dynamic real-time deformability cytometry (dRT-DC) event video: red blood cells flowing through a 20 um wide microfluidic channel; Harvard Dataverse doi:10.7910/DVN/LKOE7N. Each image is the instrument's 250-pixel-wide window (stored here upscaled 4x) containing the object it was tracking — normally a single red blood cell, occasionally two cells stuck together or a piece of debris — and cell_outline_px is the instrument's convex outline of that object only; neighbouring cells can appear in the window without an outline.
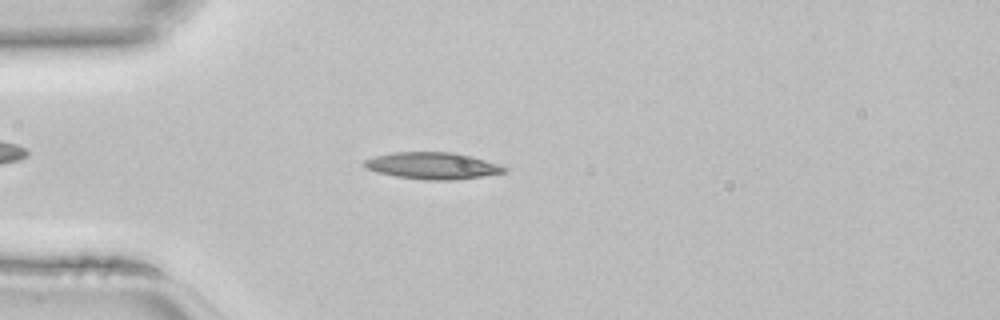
{"species": "common noctule bat (a hibernating species)", "species_latin": "Nyctalus noctula", "temperature_condition": "room temperature", "stored_images_in_passage": 43, "camera_frame_rate_fps": 3000, "um_per_image_px": 0.085, "animal": {"sex": "female", "body_mass_g": 22.7, "forearm_length_mm": 54.2}, "frame": {"image": 1, "passage_image": 11, "time_ms": 3.333, "image_size_px": [1000, 320], "cell_outline_px": [[508, 168], [504, 172], [456, 180], [424, 180], [396, 176], [376, 172], [364, 168], [360, 164], [364, 160], [372, 156], [392, 152], [452, 152], [500, 164]], "centroid_in_image_um": [36.67, 14.08], "position_along_channel_um": 48.3, "area_um2": 21.91}}
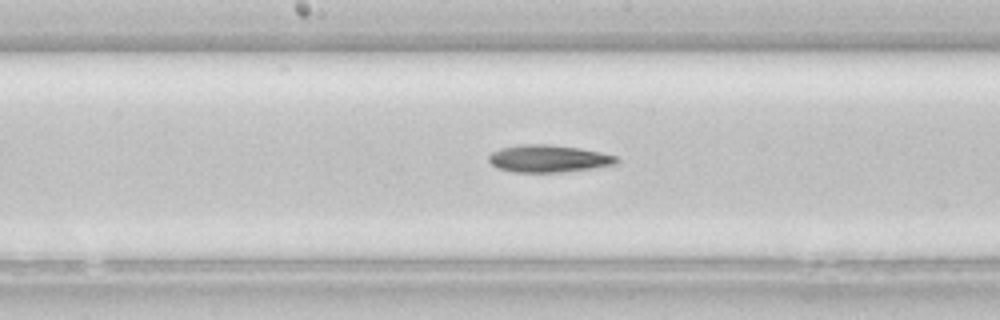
{"frame": {"image": 2, "passage_image": 22, "time_ms": 7.0, "image_size_px": [1000, 320], "cell_outline_px": [[620, 160], [616, 164], [592, 168], [560, 172], [516, 172], [496, 168], [488, 160], [488, 156], [492, 152], [500, 148], [520, 144], [548, 144], [580, 148], [600, 152], [616, 156]], "centroid_in_image_um": [46.6, 13.47], "position_along_channel_um": 201.6, "area_um2": 20.35}}
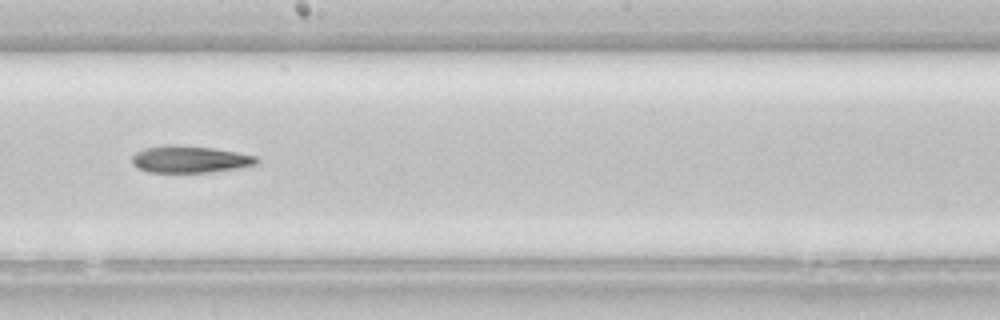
{"frame": {"image": 3, "passage_image": 24, "time_ms": 7.667, "image_size_px": [1000, 320], "cell_outline_px": [[260, 160], [256, 164], [236, 168], [208, 172], [148, 172], [136, 168], [132, 164], [132, 156], [136, 152], [144, 148], [172, 144], [176, 144], [212, 148], [236, 152], [256, 156]], "centroid_in_image_um": [16.09, 13.53], "position_along_channel_um": 232.1, "area_um2": 19.54}}